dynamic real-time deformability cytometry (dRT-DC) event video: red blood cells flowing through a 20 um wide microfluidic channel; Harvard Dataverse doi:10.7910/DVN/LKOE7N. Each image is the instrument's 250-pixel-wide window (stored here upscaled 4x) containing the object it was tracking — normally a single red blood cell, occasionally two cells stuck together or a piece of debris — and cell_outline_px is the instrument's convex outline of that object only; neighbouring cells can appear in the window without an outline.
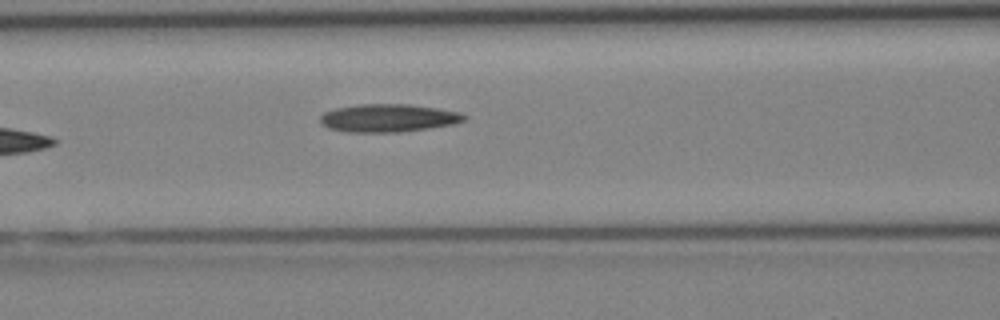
{"species": "Egyptian fruit bat (a non-hibernating species)", "species_latin": "Rousettus aegyptiacus", "temperature_condition": "cold", "stored_images_in_passage": 5, "camera_frame_rate_fps": 3000, "um_per_image_px": 0.085, "animal": {"sex": "female"}, "frame": {"image": 1, "passage_image": 5, "time_ms": 4.667, "image_size_px": [1000, 320], "cell_outline_px": [[468, 116], [464, 120], [452, 124], [428, 128], [396, 132], [348, 132], [328, 128], [320, 124], [320, 116], [324, 112], [336, 108], [360, 104], [408, 104], [436, 108], [460, 112]], "centroid_in_image_um": [32.97, 10.03], "position_along_channel_um": 133.6, "area_um2": 23.35}}